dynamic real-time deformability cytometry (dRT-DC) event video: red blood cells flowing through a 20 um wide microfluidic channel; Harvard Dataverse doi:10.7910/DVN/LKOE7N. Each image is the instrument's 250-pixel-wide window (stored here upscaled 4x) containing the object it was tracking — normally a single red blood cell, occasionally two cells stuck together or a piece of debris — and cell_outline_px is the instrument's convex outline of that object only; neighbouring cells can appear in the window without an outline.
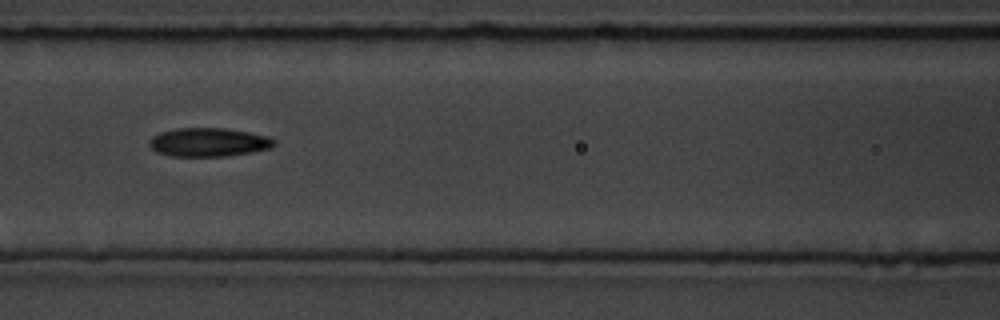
{"species": "common noctule bat (a hibernating species)", "species_latin": "Nyctalus noctula", "temperature_condition": "room temperature", "stored_images_in_passage": 14, "camera_frame_rate_fps": 3000, "um_per_image_px": 0.085, "animal": {"sex": "male", "body_mass_g": 19.5, "forearm_length_mm": 54.6}, "frame": {"image": 1, "passage_image": 7, "time_ms": 2.0, "image_size_px": [1000, 320], "cell_outline_px": [[276, 144], [272, 148], [252, 152], [228, 156], [168, 156], [156, 152], [148, 144], [148, 140], [152, 136], [160, 132], [176, 128], [224, 128], [248, 132], [268, 136], [276, 140]], "centroid_in_image_um": [17.72, 12.09], "position_along_channel_um": 148.9, "area_um2": 21.1}}
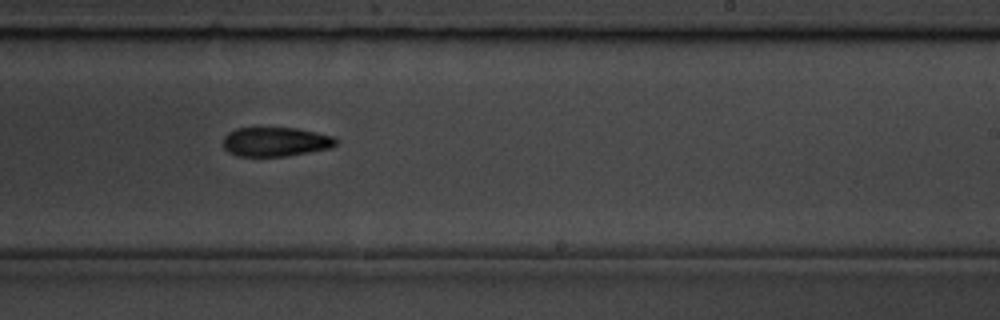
{"frame": {"image": 2, "passage_image": 10, "time_ms": 3.0, "image_size_px": [1000, 320], "cell_outline_px": [[340, 140], [332, 148], [284, 156], [236, 156], [228, 152], [224, 148], [224, 136], [228, 132], [236, 128], [296, 128], [316, 132], [332, 136]], "centroid_in_image_um": [23.43, 12.05], "position_along_channel_um": 265.6, "area_um2": 19.25}}